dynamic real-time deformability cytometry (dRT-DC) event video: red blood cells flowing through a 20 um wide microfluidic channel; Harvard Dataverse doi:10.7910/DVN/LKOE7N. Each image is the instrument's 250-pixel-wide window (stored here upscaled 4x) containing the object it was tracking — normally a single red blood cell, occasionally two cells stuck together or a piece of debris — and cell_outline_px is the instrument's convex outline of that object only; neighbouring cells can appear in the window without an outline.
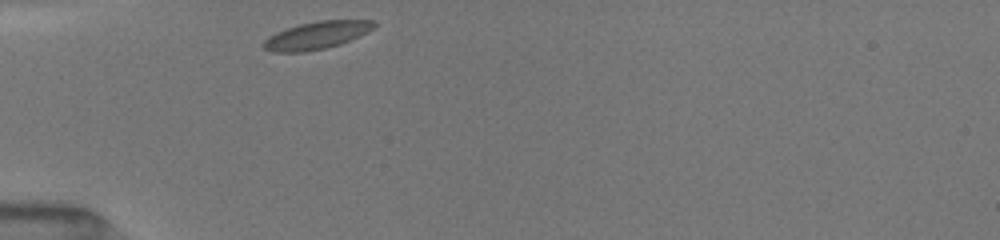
{"species": "common noctule bat (a hibernating species)", "species_latin": "Nyctalus noctula", "temperature_condition": "room temperature", "stored_images_in_passage": 4, "camera_frame_rate_fps": 3000, "um_per_image_px": 0.085, "animal": {"sex": "female", "body_mass_g": 19.5, "forearm_length_mm": 54.1}, "frame": {"image": 1, "passage_image": 1, "time_ms": 0.0, "image_size_px": [1000, 240], "cell_outline_px": [[376, 28], [368, 32], [340, 44], [324, 48], [304, 52], [272, 52], [264, 48], [260, 44], [268, 36], [276, 32], [300, 24], [320, 20], [372, 20], [376, 24]], "centroid_in_image_um": [26.9, 3.0], "position_along_channel_um": 58.1, "area_um2": 17.74}}